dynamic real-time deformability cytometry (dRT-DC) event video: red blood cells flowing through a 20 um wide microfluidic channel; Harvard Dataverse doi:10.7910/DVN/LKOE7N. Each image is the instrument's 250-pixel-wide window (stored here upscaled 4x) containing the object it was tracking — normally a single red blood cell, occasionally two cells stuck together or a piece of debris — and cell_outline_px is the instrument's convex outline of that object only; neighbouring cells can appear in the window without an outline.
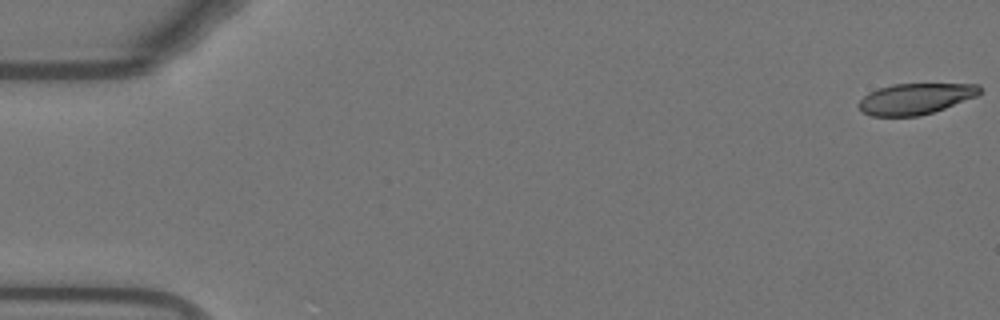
{"species": "Egyptian fruit bat (a non-hibernating species)", "species_latin": "Rousettus aegyptiacus", "temperature_condition": "warm", "stored_images_in_passage": 54, "camera_frame_rate_fps": 3000, "um_per_image_px": 0.085, "animal": {"sex": "female"}, "frame": {"image": 1, "passage_image": 1, "time_ms": 0.0, "image_size_px": [1000, 320], "cell_outline_px": [[980, 92], [972, 96], [932, 112], [916, 116], [876, 116], [864, 112], [860, 108], [860, 100], [872, 92], [880, 88], [896, 84], [972, 84], [980, 88]], "centroid_in_image_um": [77.76, 8.39], "position_along_channel_um": 7.2, "area_um2": 20.69}}
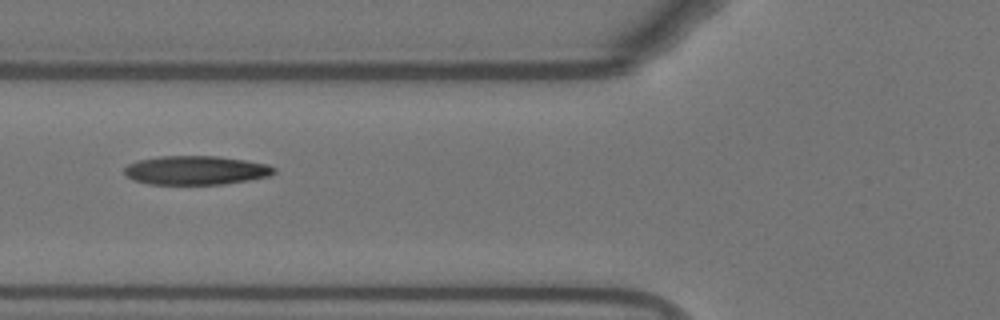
{"frame": {"image": 2, "passage_image": 21, "time_ms": 6.667, "image_size_px": [1000, 320], "cell_outline_px": [[272, 172], [264, 176], [216, 184], [156, 184], [136, 180], [128, 176], [124, 172], [124, 168], [132, 164], [144, 160], [168, 156], [208, 156], [240, 160], [260, 164], [272, 168]], "centroid_in_image_um": [16.53, 14.48], "position_along_channel_um": 109.3, "area_um2": 23.41}}
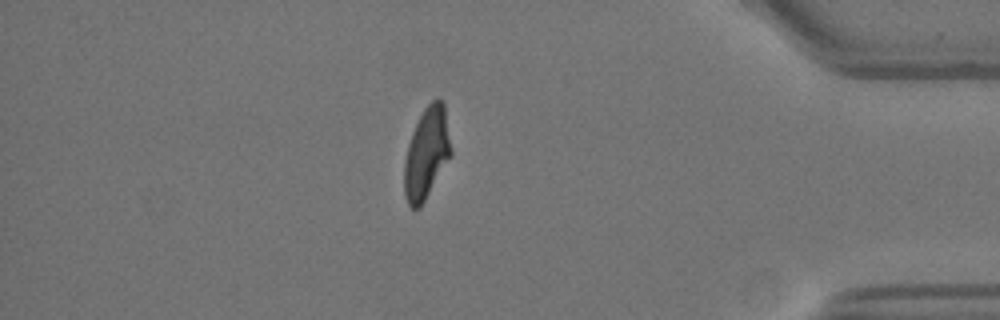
{"frame": {"image": 3, "passage_image": 47, "time_ms": 15.333, "image_size_px": [1000, 320], "cell_outline_px": [[448, 156], [420, 204], [416, 208], [412, 208], [408, 204], [404, 192], [404, 164], [408, 148], [416, 124], [420, 116], [428, 104], [432, 100], [440, 100], [444, 104], [448, 140]], "centroid_in_image_um": [36.19, 12.99], "position_along_channel_um": 399.0, "area_um2": 22.66}, "authors_computed_cell_mechanics": {"area_um2": 22.4264, "velocity_mm_per_s": 3.7567, "shape_relaxation_time_tau1_ms": null, "shape_relaxation_time_tau2_ms": 1.76, "deformation_change_tau1": null, "deformation_change_tau2": 0.0889}}